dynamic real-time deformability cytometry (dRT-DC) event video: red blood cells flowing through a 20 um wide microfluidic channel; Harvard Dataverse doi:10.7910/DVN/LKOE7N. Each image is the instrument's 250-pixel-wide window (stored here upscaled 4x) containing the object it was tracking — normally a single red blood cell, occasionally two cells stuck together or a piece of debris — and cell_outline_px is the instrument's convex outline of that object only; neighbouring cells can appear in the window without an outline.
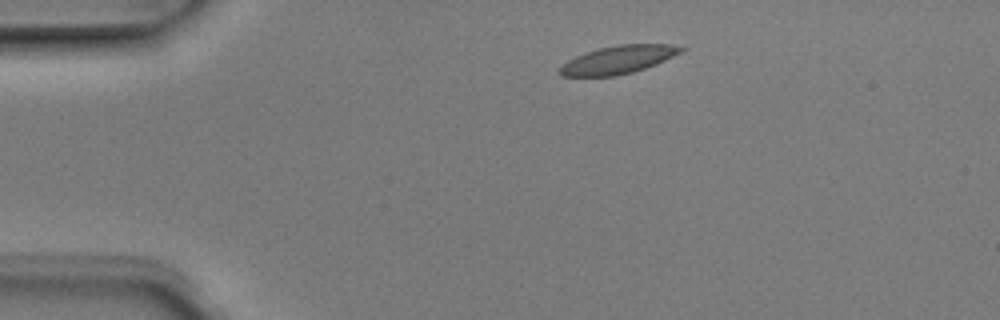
{"species": "Egyptian fruit bat (a non-hibernating species)", "species_latin": "Rousettus aegyptiacus", "temperature_condition": "room temperature", "stored_images_in_passage": 2, "camera_frame_rate_fps": 3000, "um_per_image_px": 0.085, "animal": {"sex": "male"}, "frame": {"image": 1, "passage_image": 1, "time_ms": 0.0, "image_size_px": [1000, 320], "cell_outline_px": [[688, 48], [656, 64], [632, 72], [616, 76], [560, 76], [560, 68], [568, 60], [576, 56], [600, 48], [620, 44], [672, 44]], "centroid_in_image_um": [52.57, 5.07], "position_along_channel_um": 32.4, "area_um2": 19.48}}